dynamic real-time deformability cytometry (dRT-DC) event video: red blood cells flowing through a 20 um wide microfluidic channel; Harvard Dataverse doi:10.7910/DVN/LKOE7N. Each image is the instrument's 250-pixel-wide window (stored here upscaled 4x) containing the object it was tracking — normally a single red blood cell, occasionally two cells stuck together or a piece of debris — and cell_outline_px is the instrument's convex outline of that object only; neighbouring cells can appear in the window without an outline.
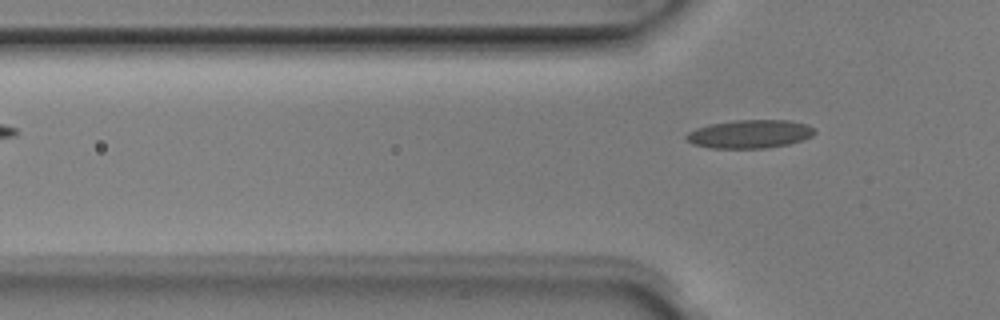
{"species": "Egyptian fruit bat (a non-hibernating species)", "species_latin": "Rousettus aegyptiacus", "temperature_condition": "room temperature", "stored_images_in_passage": 6, "camera_frame_rate_fps": 3000, "um_per_image_px": 0.085, "animal": {"sex": "male"}, "frame": {"image": 1, "passage_image": 6, "time_ms": 1.667, "image_size_px": [1000, 320], "cell_outline_px": [[816, 132], [812, 136], [788, 144], [764, 148], [712, 148], [692, 144], [684, 136], [688, 132], [696, 128], [708, 124], [736, 120], [792, 120], [808, 124], [816, 128]], "centroid_in_image_um": [63.75, 11.38], "position_along_channel_um": 62.1, "area_um2": 21.33}}